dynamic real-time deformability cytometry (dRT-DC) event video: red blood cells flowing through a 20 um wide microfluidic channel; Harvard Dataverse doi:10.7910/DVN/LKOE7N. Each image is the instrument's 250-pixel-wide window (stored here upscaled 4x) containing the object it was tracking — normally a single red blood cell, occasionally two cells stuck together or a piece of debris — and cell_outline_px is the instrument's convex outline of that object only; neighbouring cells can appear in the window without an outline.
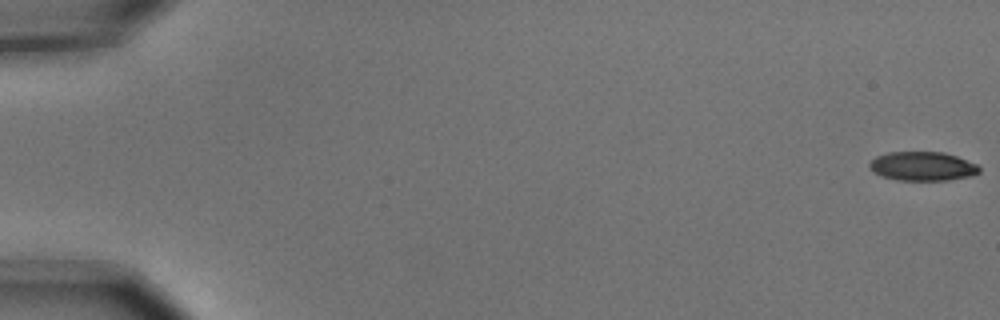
{"species": "common noctule bat (a hibernating species)", "species_latin": "Nyctalus noctula", "temperature_condition": "cold", "stored_images_in_passage": 6, "camera_frame_rate_fps": 3000, "um_per_image_px": 0.085, "animal": {"sex": "male", "body_mass_g": 15.6}, "frame": {"image": 1, "passage_image": 1, "time_ms": 0.0, "image_size_px": [1000, 320], "cell_outline_px": [[980, 172], [972, 176], [948, 180], [896, 180], [872, 172], [868, 168], [868, 164], [876, 156], [888, 152], [944, 152], [956, 156], [976, 164], [980, 168]], "centroid_in_image_um": [78.4, 14.13], "position_along_channel_um": 6.6, "area_um2": 18.61}}
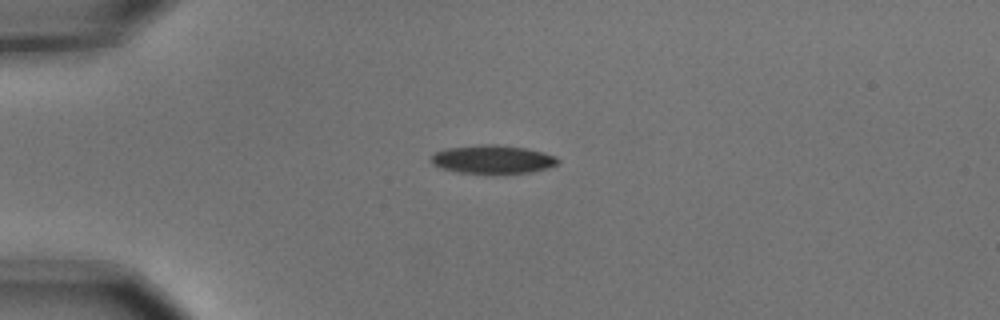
{"frame": {"image": 2, "passage_image": 5, "time_ms": 1.333, "image_size_px": [1000, 320], "cell_outline_px": [[560, 160], [556, 164], [548, 168], [532, 172], [492, 176], [456, 172], [440, 168], [432, 164], [428, 160], [436, 152], [448, 148], [484, 144], [496, 144], [528, 148], [544, 152], [556, 156]], "centroid_in_image_um": [41.88, 13.58], "position_along_channel_um": 43.1, "area_um2": 21.91}}